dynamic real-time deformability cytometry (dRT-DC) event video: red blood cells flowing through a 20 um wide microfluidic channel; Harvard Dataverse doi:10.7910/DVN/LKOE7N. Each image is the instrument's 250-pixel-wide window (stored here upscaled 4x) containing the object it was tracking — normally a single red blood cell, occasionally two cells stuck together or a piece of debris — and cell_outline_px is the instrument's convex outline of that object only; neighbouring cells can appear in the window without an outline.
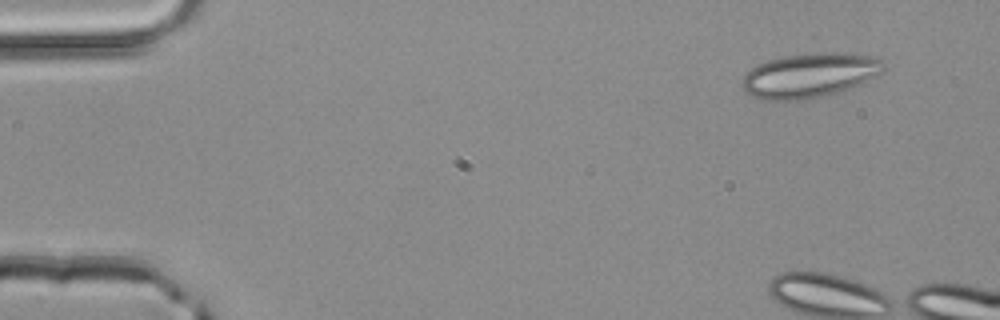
{"species": "common noctule bat (a hibernating species)", "species_latin": "Nyctalus noctula", "temperature_condition": "room temperature", "stored_images_in_passage": 3, "camera_frame_rate_fps": 3000, "um_per_image_px": 0.085, "animal": {"sex": "male", "body_mass_g": 20.4}, "frame": {"image": 1, "passage_image": 1, "time_ms": 0.0, "image_size_px": [1000, 320], "cell_outline_px": [[888, 68], [884, 72], [852, 88], [840, 92], [800, 100], [764, 100], [748, 92], [740, 84], [740, 80], [756, 64], [768, 60], [784, 56], [824, 52], [836, 52], [876, 56]], "centroid_in_image_um": [68.87, 6.39], "position_along_channel_um": 16.1, "area_um2": 36.76}}